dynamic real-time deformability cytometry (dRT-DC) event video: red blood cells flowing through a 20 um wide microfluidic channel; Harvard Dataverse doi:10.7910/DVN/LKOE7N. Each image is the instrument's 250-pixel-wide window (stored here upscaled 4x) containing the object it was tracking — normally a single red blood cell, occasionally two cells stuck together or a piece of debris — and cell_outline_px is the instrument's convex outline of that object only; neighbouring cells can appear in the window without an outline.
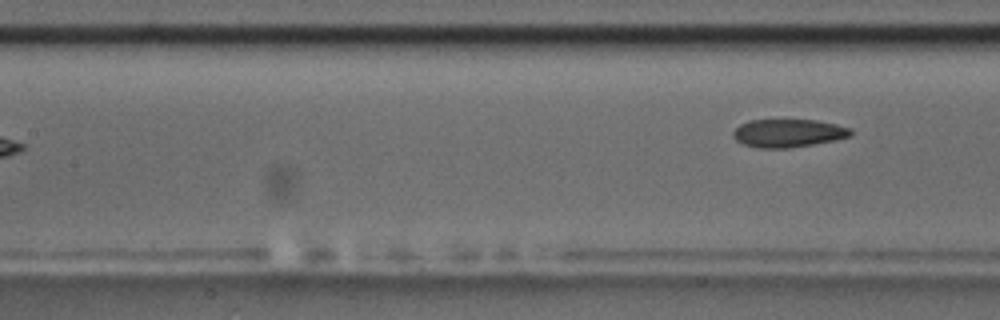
{"species": "common noctule bat (a hibernating species)", "species_latin": "Nyctalus noctula", "temperature_condition": "room temperature", "stored_images_in_passage": 6, "segment_of_instrument_passage": [2, 2], "camera_frame_rate_fps": 3000, "um_per_image_px": 0.085, "animal": {"sex": "male", "body_mass_g": 17.5, "forearm_length_mm": 52.3}, "frame": {"image": 1, "passage_image": 6, "time_ms": 5.667, "image_size_px": [1000, 320], "cell_outline_px": [[852, 136], [836, 140], [792, 148], [756, 148], [744, 144], [736, 140], [732, 136], [732, 132], [740, 124], [748, 120], [816, 120], [836, 124], [852, 128]], "centroid_in_image_um": [67.01, 11.32], "position_along_channel_um": 140.4, "area_um2": 19.48}}